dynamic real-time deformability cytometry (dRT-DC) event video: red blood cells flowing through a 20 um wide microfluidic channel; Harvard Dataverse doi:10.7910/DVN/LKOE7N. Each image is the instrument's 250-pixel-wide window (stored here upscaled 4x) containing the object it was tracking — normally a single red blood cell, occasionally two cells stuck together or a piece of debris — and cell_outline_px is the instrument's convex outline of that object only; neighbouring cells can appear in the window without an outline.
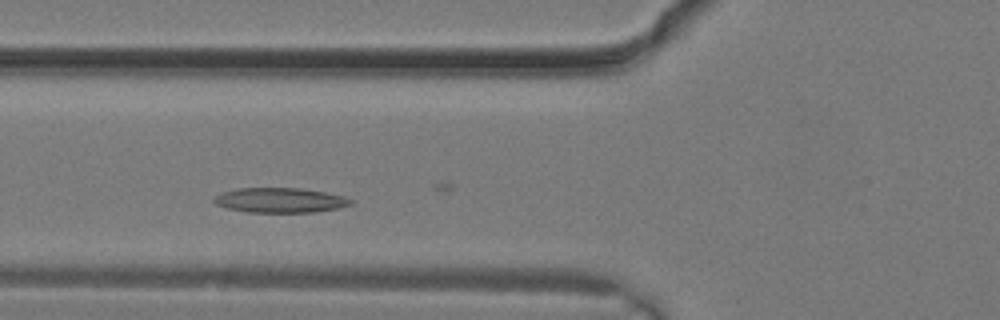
{"species": "common noctule bat (a hibernating species)", "species_latin": "Nyctalus noctula", "temperature_condition": "warm", "stored_images_in_passage": 11, "camera_frame_rate_fps": 3000, "um_per_image_px": 0.085, "animal": {"sex": "male", "body_mass_g": 19.2, "forearm_length_mm": 51.8}, "frame": {"image": 1, "passage_image": 4, "time_ms": 1.0, "image_size_px": [1000, 320], "cell_outline_px": [[352, 204], [336, 208], [312, 212], [248, 212], [228, 208], [216, 204], [212, 200], [220, 192], [236, 188], [300, 188], [324, 192], [344, 196], [352, 200]], "centroid_in_image_um": [23.77, 17.01], "position_along_channel_um": 102.0, "area_um2": 19.65}}
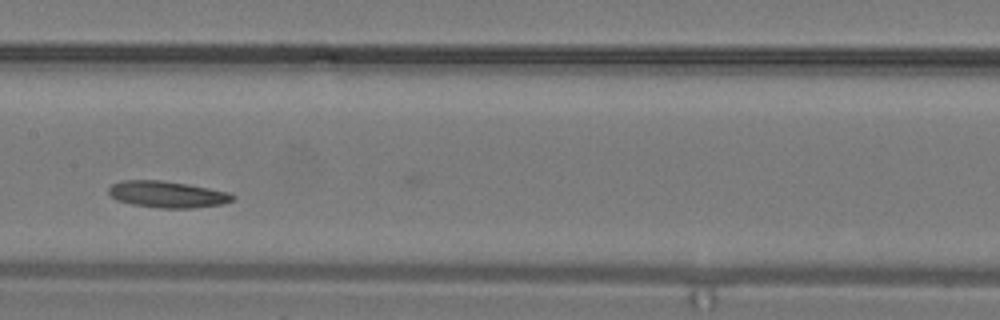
{"frame": {"image": 2, "passage_image": 8, "time_ms": 2.333, "image_size_px": [1000, 320], "cell_outline_px": [[236, 196], [232, 200], [220, 204], [192, 208], [160, 208], [132, 204], [116, 200], [108, 192], [108, 188], [112, 184], [120, 180], [160, 180], [188, 184], [228, 192]], "centroid_in_image_um": [14.18, 16.51], "position_along_channel_um": 193.2, "area_um2": 19.07}}
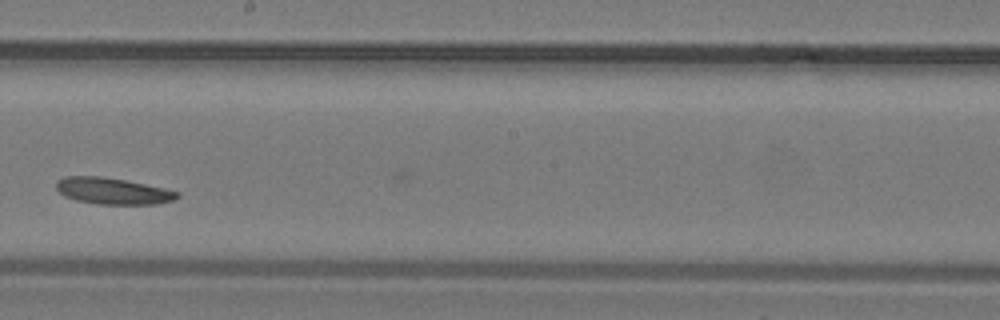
{"frame": {"image": 3, "passage_image": 10, "time_ms": 3.0, "image_size_px": [1000, 320], "cell_outline_px": [[180, 196], [172, 200], [156, 204], [100, 204], [76, 200], [64, 196], [56, 188], [56, 184], [64, 176], [100, 176], [124, 180], [164, 188], [180, 192]], "centroid_in_image_um": [9.59, 16.24], "position_along_channel_um": 238.6, "area_um2": 18.44}}